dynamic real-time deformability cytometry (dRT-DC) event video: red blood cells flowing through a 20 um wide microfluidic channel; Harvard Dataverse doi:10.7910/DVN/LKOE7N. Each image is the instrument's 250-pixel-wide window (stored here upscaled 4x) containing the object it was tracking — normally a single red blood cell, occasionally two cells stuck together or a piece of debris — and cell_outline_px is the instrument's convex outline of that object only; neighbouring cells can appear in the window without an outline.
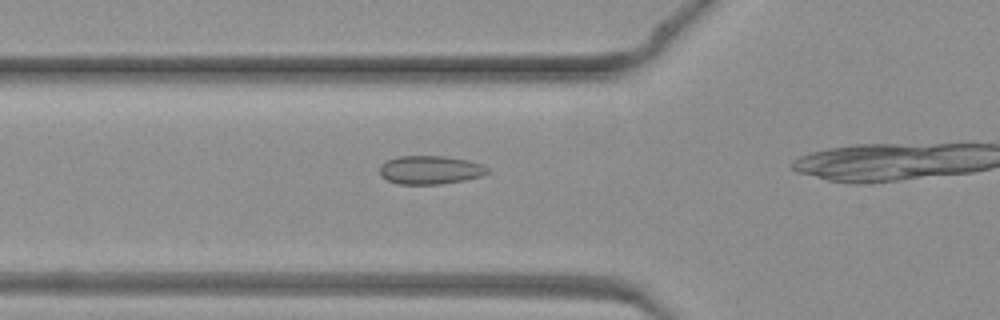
{"species": "common noctule bat (a hibernating species)", "species_latin": "Nyctalus noctula", "temperature_condition": "warm", "stored_images_in_passage": 14, "camera_frame_rate_fps": 3000, "um_per_image_px": 0.085, "animal": {"sex": "female", "body_mass_g": 19.3, "forearm_length_mm": 54.1}, "frame": {"image": 1, "passage_image": 10, "time_ms": 3.0, "image_size_px": [1000, 320], "cell_outline_px": [[492, 172], [480, 176], [464, 180], [440, 184], [396, 184], [380, 176], [380, 164], [396, 156], [444, 156], [468, 160], [484, 164], [492, 168]], "centroid_in_image_um": [36.61, 14.44], "position_along_channel_um": 89.2, "area_um2": 18.21}}
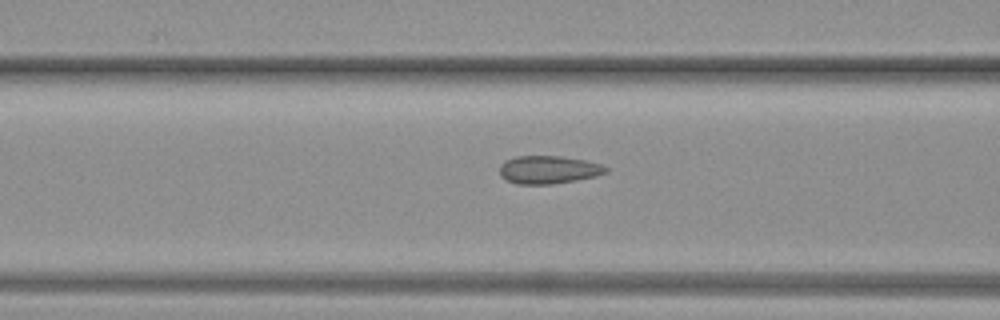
{"frame": {"image": 2, "passage_image": 12, "time_ms": 3.667, "image_size_px": [1000, 320], "cell_outline_px": [[608, 172], [596, 176], [576, 180], [552, 184], [516, 184], [504, 180], [500, 176], [500, 164], [504, 160], [516, 156], [560, 156], [588, 160], [600, 164], [608, 168]], "centroid_in_image_um": [46.6, 14.42], "position_along_channel_um": 120.0, "area_um2": 17.57}}